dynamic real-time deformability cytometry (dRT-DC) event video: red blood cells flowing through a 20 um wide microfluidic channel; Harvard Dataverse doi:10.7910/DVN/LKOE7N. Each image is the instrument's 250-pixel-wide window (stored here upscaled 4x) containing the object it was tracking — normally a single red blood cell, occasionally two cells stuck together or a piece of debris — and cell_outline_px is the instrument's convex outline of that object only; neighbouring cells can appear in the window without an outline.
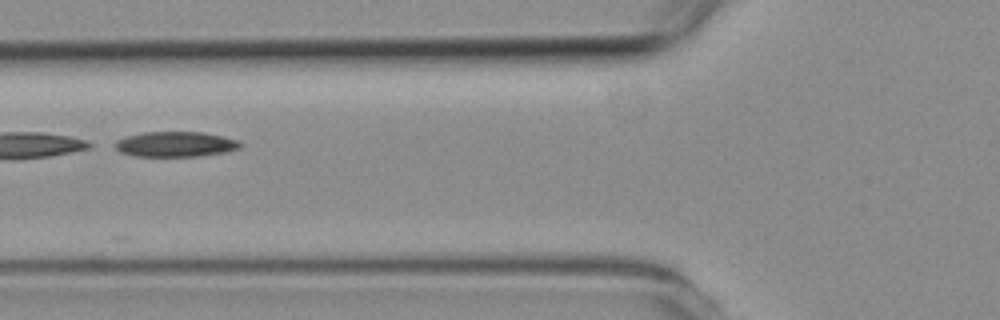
{"species": "common noctule bat (a hibernating species)", "species_latin": "Nyctalus noctula", "temperature_condition": "room temperature", "stored_images_in_passage": 3, "camera_frame_rate_fps": 3000, "um_per_image_px": 0.085, "animal": {"sex": "female", "body_mass_g": 19.3, "forearm_length_mm": 54.1}, "frame": {"image": 1, "passage_image": 3, "time_ms": 2.0, "image_size_px": [1000, 320], "cell_outline_px": [[244, 144], [240, 148], [224, 152], [196, 156], [132, 156], [120, 152], [108, 144], [116, 140], [128, 136], [144, 132], [204, 132], [240, 140]], "centroid_in_image_um": [14.87, 12.25], "position_along_channel_um": 110.9, "area_um2": 18.67}}